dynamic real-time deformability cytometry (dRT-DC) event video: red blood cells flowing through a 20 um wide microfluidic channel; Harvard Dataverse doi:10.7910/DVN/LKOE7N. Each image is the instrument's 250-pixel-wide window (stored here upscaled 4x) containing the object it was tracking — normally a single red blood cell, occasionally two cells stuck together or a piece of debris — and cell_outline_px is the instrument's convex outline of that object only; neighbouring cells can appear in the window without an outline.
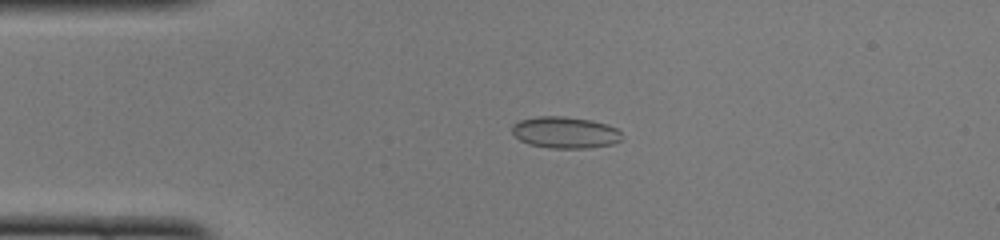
{"species": "common noctule bat (a hibernating species)", "species_latin": "Nyctalus noctula", "temperature_condition": "cold", "stored_images_in_passage": 49, "camera_frame_rate_fps": 3000, "um_per_image_px": 0.085, "animal": {"sex": "female", "body_mass_g": 22.0, "forearm_length_mm": 56.7}, "frame": {"image": 1, "passage_image": 11, "time_ms": 3.333, "image_size_px": [1000, 240], "cell_outline_px": [[620, 140], [612, 144], [588, 148], [552, 148], [528, 144], [520, 140], [512, 132], [512, 124], [520, 120], [536, 116], [564, 116], [592, 120], [608, 124], [616, 128], [620, 132]], "centroid_in_image_um": [48.02, 11.25], "position_along_channel_um": 37.0, "area_um2": 20.23}}
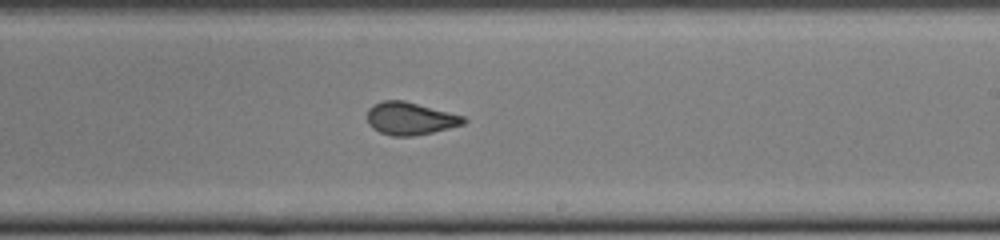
{"frame": {"image": 2, "passage_image": 29, "time_ms": 9.333, "image_size_px": [1000, 240], "cell_outline_px": [[468, 120], [464, 124], [432, 132], [412, 136], [392, 136], [380, 132], [372, 128], [368, 124], [368, 108], [372, 104], [384, 100], [404, 100], [464, 116]], "centroid_in_image_um": [34.85, 10.07], "position_along_channel_um": 254.2, "area_um2": 18.32}}
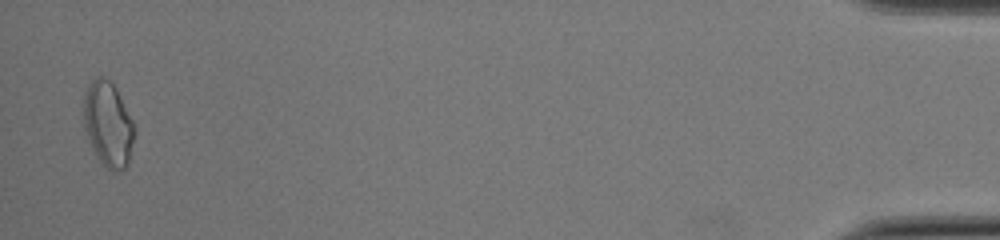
{"frame": {"image": 3, "passage_image": 48, "time_ms": 15.667, "image_size_px": [1000, 240], "cell_outline_px": [[132, 140], [128, 164], [124, 168], [112, 172], [96, 156], [92, 148], [84, 128], [84, 96], [92, 80], [96, 76], [104, 76], [116, 88], [132, 120]], "centroid_in_image_um": [9.15, 10.54], "position_along_channel_um": 426.0, "area_um2": 24.39}, "authors_computed_cell_mechanics": {"area_um2": 19.1896, "velocity_mm_per_s": 4.107, "shape_relaxation_time_tau1_ms": 8.6978, "shape_relaxation_time_tau2_ms": 1.0388, "deformation_change_tau1": 0.1878, "deformation_change_tau2": 0.0544}}